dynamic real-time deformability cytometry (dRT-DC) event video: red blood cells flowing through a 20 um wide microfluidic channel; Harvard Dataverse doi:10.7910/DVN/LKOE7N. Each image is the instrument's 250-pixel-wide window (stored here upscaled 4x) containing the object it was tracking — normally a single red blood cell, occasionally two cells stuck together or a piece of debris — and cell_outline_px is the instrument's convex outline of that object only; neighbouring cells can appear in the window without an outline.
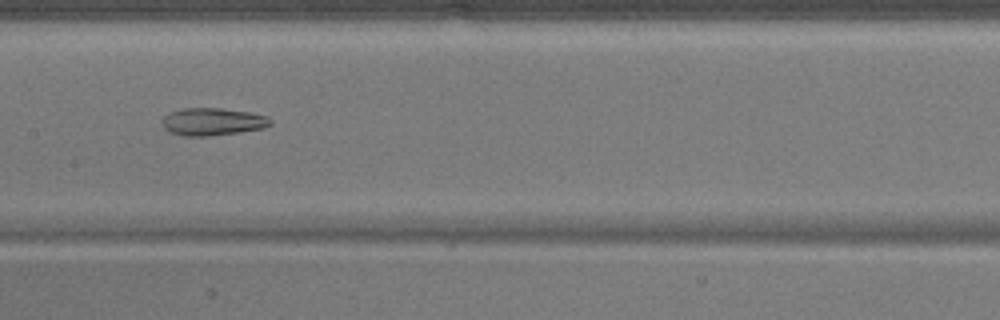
{"species": "common noctule bat (a hibernating species)", "species_latin": "Nyctalus noctula", "temperature_condition": "warm", "stored_images_in_passage": 51, "camera_frame_rate_fps": 3000, "um_per_image_px": 0.085, "animal": {"sex": "male", "body_mass_g": 17.9}, "frame": {"image": 1, "passage_image": 26, "time_ms": 8.333, "image_size_px": [1000, 320], "cell_outline_px": [[272, 124], [264, 128], [240, 132], [208, 136], [184, 136], [172, 132], [164, 128], [160, 120], [164, 116], [172, 112], [184, 108], [220, 108], [252, 112], [268, 116], [272, 120]], "centroid_in_image_um": [18.11, 10.34], "position_along_channel_um": 189.3, "area_um2": 17.46}}
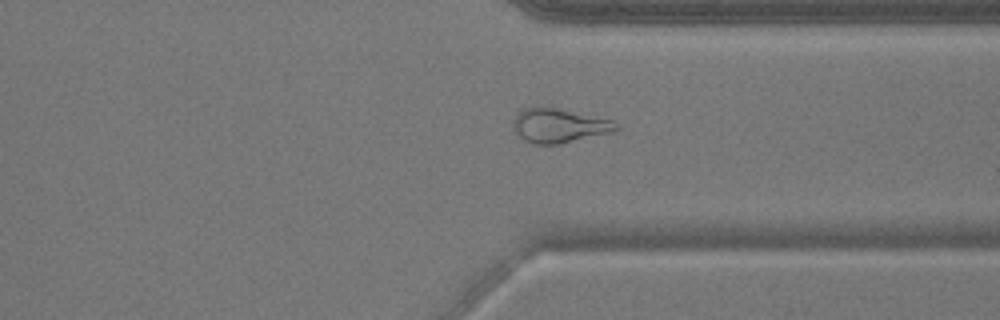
{"frame": {"image": 2, "passage_image": 39, "time_ms": 12.667, "image_size_px": [1000, 320], "cell_outline_px": [[620, 128], [616, 132], [556, 144], [532, 144], [524, 140], [512, 128], [512, 120], [516, 112], [524, 108], [560, 108], [612, 120]], "centroid_in_image_um": [47.51, 10.68], "position_along_channel_um": 363.9, "area_um2": 20.58}}
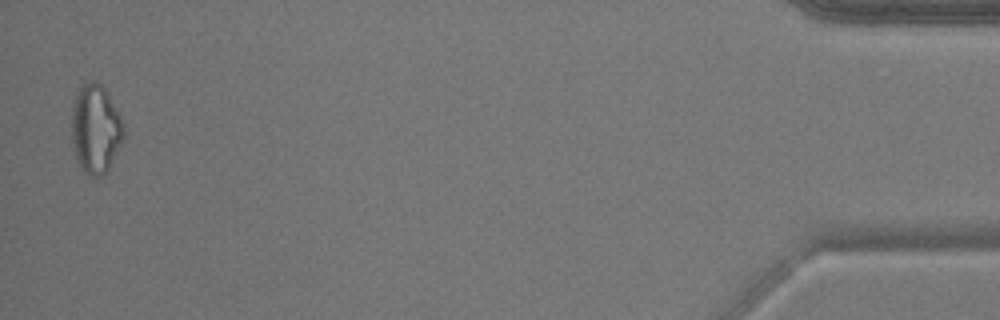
{"frame": {"image": 3, "passage_image": 50, "time_ms": 16.333, "image_size_px": [1000, 320], "cell_outline_px": [[124, 140], [108, 168], [100, 176], [88, 176], [80, 168], [76, 156], [72, 140], [72, 108], [76, 92], [84, 84], [92, 80], [96, 80], [104, 88], [120, 116], [124, 128]], "centroid_in_image_um": [8.12, 10.96], "position_along_channel_um": 427.1, "area_um2": 26.7}}